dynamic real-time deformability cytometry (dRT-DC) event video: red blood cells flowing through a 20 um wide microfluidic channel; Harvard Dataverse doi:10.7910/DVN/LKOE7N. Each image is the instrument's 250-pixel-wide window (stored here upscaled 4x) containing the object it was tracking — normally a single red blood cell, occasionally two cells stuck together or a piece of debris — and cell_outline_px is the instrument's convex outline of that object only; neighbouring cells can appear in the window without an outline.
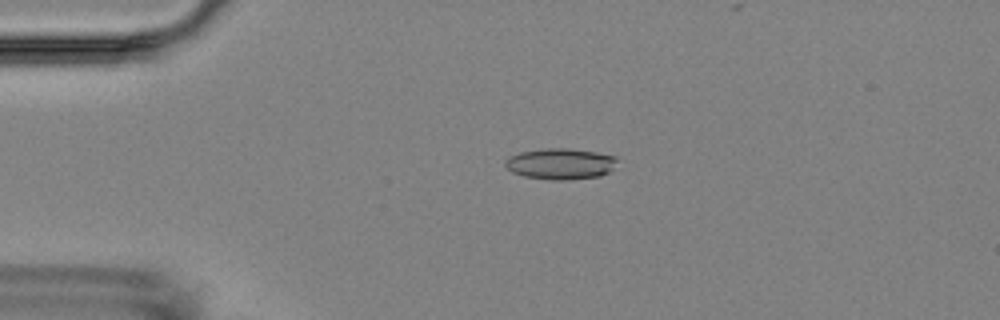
{"species": "Egyptian fruit bat (a non-hibernating species)", "species_latin": "Rousettus aegyptiacus", "temperature_condition": "room temperature", "stored_images_in_passage": 4, "camera_frame_rate_fps": 3000, "um_per_image_px": 0.085, "animal": {"sex": "female"}, "frame": {"image": 1, "passage_image": 2, "time_ms": 1.333, "image_size_px": [1000, 320], "cell_outline_px": [[616, 160], [612, 168], [608, 172], [600, 176], [564, 180], [552, 180], [524, 176], [512, 172], [504, 164], [504, 160], [508, 156], [520, 152], [540, 148], [568, 148], [596, 152], [616, 156]], "centroid_in_image_um": [47.59, 13.91], "position_along_channel_um": 37.4, "area_um2": 20.29}}